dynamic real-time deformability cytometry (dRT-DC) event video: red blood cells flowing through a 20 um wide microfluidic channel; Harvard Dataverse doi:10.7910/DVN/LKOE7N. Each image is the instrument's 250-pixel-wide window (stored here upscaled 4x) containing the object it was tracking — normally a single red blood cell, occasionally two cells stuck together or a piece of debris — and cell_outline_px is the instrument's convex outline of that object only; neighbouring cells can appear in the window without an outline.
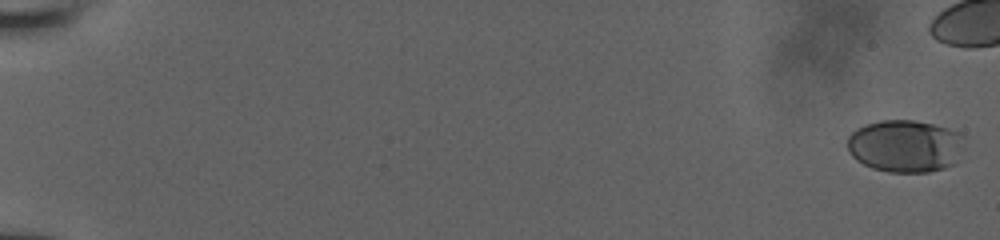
{"species": "human", "species_latin": "Homo sapiens", "temperature_condition": "room temperature", "stored_images_in_passage": 50, "camera_frame_rate_fps": 3000, "um_per_image_px": 0.085, "donor": {"sex": "male"}, "frame": {"image": 1, "passage_image": 1, "time_ms": 0.0, "image_size_px": [1000, 240], "cell_outline_px": [[964, 148], [956, 164], [944, 168], [928, 172], [888, 172], [872, 168], [856, 160], [848, 152], [848, 136], [856, 128], [880, 120], [912, 120], [932, 124], [948, 128], [960, 132], [964, 136]], "centroid_in_image_um": [76.98, 12.42], "position_along_channel_um": 8.0, "area_um2": 36.18}}
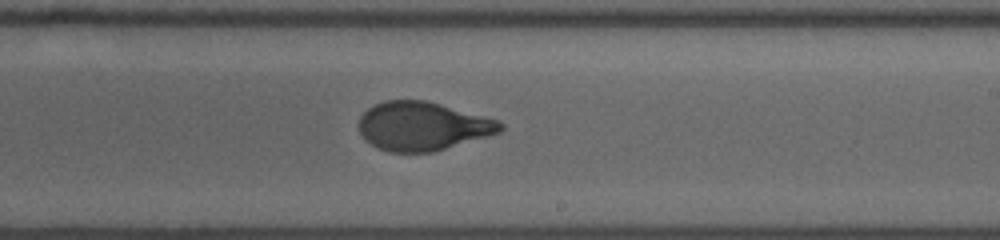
{"frame": {"image": 2, "passage_image": 37, "time_ms": 12.0, "image_size_px": [1000, 240], "cell_outline_px": [[504, 128], [500, 132], [488, 136], [432, 152], [388, 152], [376, 148], [360, 132], [360, 116], [372, 104], [384, 100], [424, 100], [440, 104], [500, 120], [504, 124]], "centroid_in_image_um": [35.93, 10.72], "position_along_channel_um": 253.1, "area_um2": 40.0}}
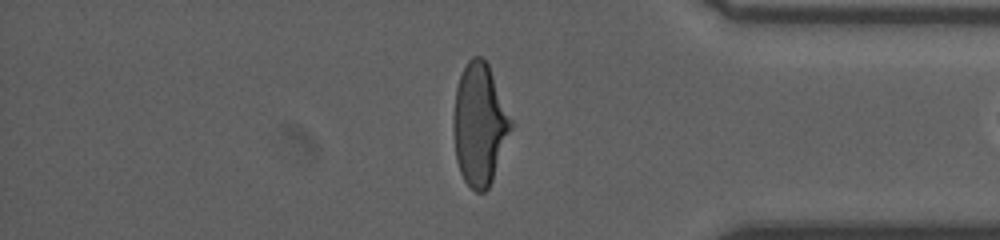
{"frame": {"image": 3, "passage_image": 49, "time_ms": 16.0, "image_size_px": [1000, 240], "cell_outline_px": [[512, 128], [492, 180], [488, 188], [484, 192], [476, 192], [464, 180], [460, 172], [456, 160], [452, 128], [456, 88], [460, 76], [468, 60], [472, 56], [480, 56], [488, 64], [512, 120]], "centroid_in_image_um": [40.74, 10.58], "position_along_channel_um": 394.5, "area_um2": 40.58}}